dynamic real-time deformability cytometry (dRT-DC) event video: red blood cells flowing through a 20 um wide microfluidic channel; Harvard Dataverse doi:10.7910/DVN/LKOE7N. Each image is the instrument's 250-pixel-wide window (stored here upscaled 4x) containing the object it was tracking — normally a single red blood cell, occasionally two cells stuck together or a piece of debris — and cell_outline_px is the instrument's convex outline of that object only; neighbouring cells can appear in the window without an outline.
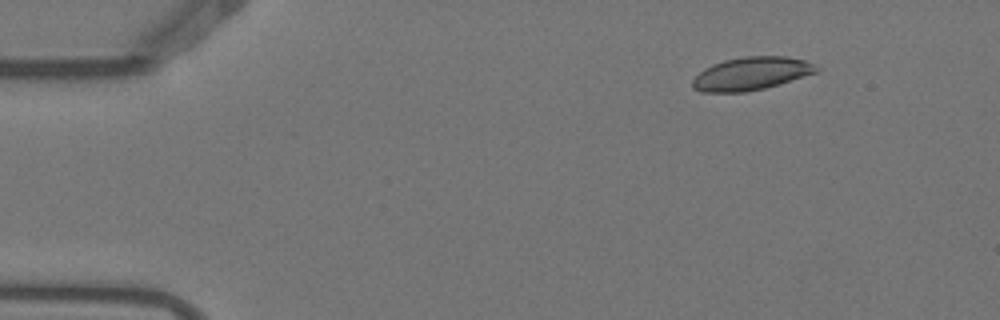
{"species": "Egyptian fruit bat (a non-hibernating species)", "species_latin": "Rousettus aegyptiacus", "temperature_condition": "warm", "stored_images_in_passage": 4, "camera_frame_rate_fps": 3000, "um_per_image_px": 0.085, "animal": {"sex": "female"}, "frame": {"image": 1, "passage_image": 2, "time_ms": 0.333, "image_size_px": [1000, 320], "cell_outline_px": [[820, 68], [816, 72], [764, 88], [744, 92], [700, 92], [692, 88], [692, 80], [704, 68], [712, 64], [724, 60], [744, 56], [788, 56], [804, 60]], "centroid_in_image_um": [63.8, 6.25], "position_along_channel_um": 21.2, "area_um2": 23.64}}